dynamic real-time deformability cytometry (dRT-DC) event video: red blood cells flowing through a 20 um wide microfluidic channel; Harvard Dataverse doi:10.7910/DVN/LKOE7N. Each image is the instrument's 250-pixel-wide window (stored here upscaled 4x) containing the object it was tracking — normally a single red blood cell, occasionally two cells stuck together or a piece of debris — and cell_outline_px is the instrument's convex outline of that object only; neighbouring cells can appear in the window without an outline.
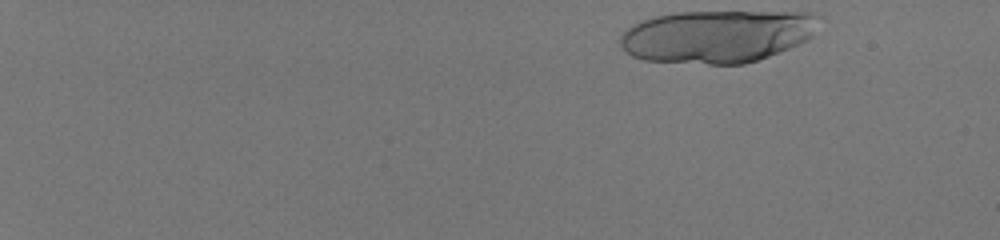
{"species": "human", "species_latin": "Homo sapiens", "temperature_condition": "room temperature", "stored_images_in_passage": 21, "camera_frame_rate_fps": 3000, "um_per_image_px": 0.085, "donor": {"sex": "male"}, "frame": {"image": 1, "passage_image": 1, "time_ms": 0.0, "image_size_px": [1000, 240], "cell_outline_px": [[824, 16], [812, 36], [788, 48], [768, 56], [744, 64], [708, 64], [644, 60], [632, 56], [620, 44], [620, 36], [632, 24], [656, 16], [676, 12], [812, 12]], "centroid_in_image_um": [61.0, 3.07], "position_along_channel_um": 24.0, "area_um2": 61.04}}